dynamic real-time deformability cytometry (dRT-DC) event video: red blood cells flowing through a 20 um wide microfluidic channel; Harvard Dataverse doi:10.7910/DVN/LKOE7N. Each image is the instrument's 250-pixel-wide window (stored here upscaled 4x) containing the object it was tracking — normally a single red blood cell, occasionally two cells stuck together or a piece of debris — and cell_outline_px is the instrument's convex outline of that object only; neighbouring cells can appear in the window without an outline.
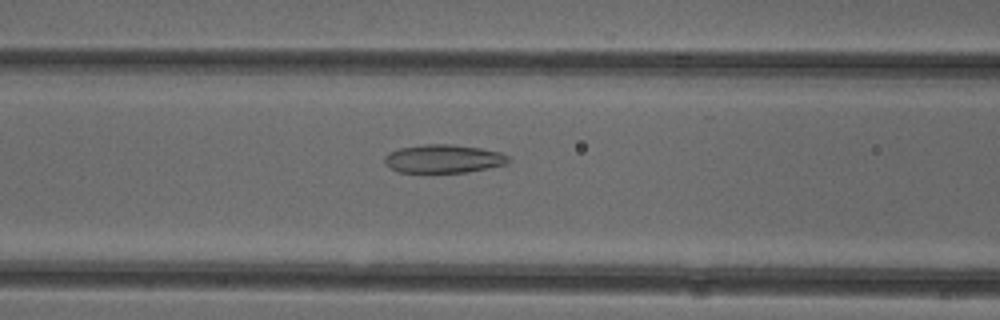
{"species": "common noctule bat (a hibernating species)", "species_latin": "Nyctalus noctula", "temperature_condition": "cold", "stored_images_in_passage": 52, "camera_frame_rate_fps": 3000, "um_per_image_px": 0.085, "animal": {"sex": "female"}, "frame": {"image": 1, "passage_image": 21, "time_ms": 6.667, "image_size_px": [1000, 320], "cell_outline_px": [[512, 160], [504, 164], [468, 172], [400, 172], [384, 164], [384, 156], [388, 152], [400, 148], [424, 144], [452, 144], [480, 148], [500, 152], [508, 156]], "centroid_in_image_um": [37.67, 13.48], "position_along_channel_um": 128.9, "area_um2": 20.4}}
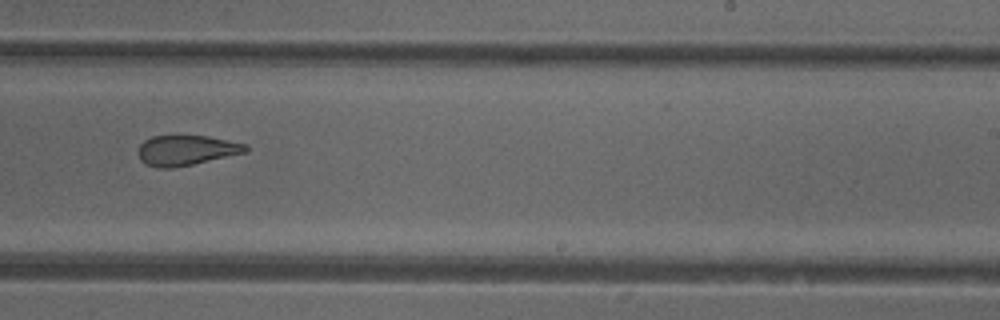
{"frame": {"image": 2, "passage_image": 32, "time_ms": 10.333, "image_size_px": [1000, 320], "cell_outline_px": [[248, 152], [192, 164], [172, 168], [160, 168], [144, 164], [140, 160], [136, 152], [140, 144], [144, 140], [152, 136], [208, 136], [248, 144]], "centroid_in_image_um": [15.81, 12.77], "position_along_channel_um": 273.2, "area_um2": 19.02}}
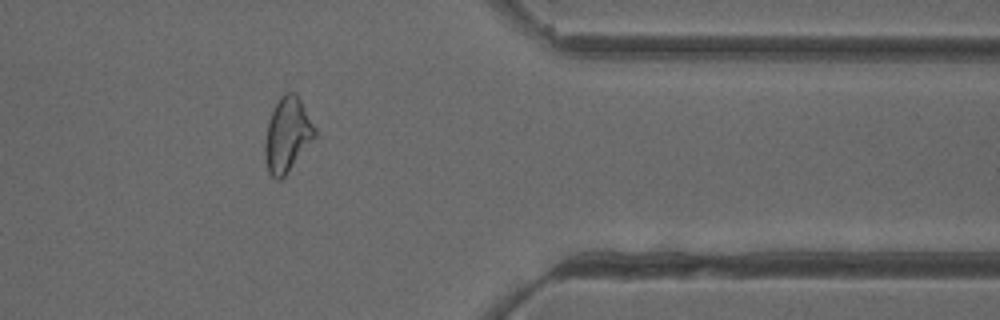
{"frame": {"image": 3, "passage_image": 42, "time_ms": 13.667, "image_size_px": [1000, 320], "cell_outline_px": [[316, 136], [284, 176], [280, 180], [276, 180], [268, 172], [264, 156], [264, 140], [268, 120], [280, 96], [284, 92], [296, 92], [316, 128]], "centroid_in_image_um": [24.4, 11.44], "position_along_channel_um": 387.0, "area_um2": 21.62}, "authors_computed_cell_mechanics": {"area_um2": 22.1952, "velocity_mm_per_s": 3.9409, "shape_relaxation_time_tau1_ms": null, "shape_relaxation_time_tau2_ms": 2.7543, "deformation_change_tau1": null, "deformation_change_tau2": 0.1163}}